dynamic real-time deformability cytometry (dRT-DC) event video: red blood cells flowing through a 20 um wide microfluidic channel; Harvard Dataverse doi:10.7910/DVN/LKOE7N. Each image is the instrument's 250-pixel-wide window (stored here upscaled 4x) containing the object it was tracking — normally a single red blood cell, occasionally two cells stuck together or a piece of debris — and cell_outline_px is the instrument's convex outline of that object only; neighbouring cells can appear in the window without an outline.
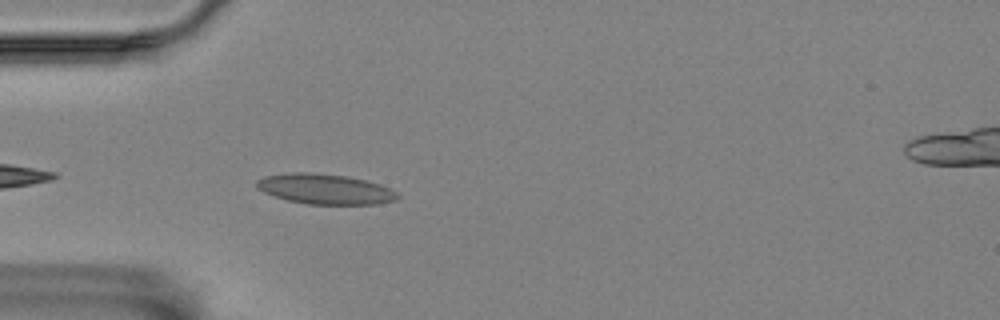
{"species": "Egyptian fruit bat (a non-hibernating species)", "species_latin": "Rousettus aegyptiacus", "temperature_condition": "room temperature", "stored_images_in_passage": 2, "camera_frame_rate_fps": 3000, "um_per_image_px": 0.085, "animal": {"sex": "female"}, "frame": {"image": 1, "passage_image": 2, "time_ms": 0.333, "image_size_px": [1000, 320], "cell_outline_px": [[400, 196], [396, 200], [376, 204], [304, 204], [288, 200], [264, 192], [256, 184], [256, 180], [264, 176], [292, 172], [308, 172], [348, 176], [380, 184], [396, 192]], "centroid_in_image_um": [27.64, 16.07], "position_along_channel_um": 57.4, "area_um2": 24.62}}